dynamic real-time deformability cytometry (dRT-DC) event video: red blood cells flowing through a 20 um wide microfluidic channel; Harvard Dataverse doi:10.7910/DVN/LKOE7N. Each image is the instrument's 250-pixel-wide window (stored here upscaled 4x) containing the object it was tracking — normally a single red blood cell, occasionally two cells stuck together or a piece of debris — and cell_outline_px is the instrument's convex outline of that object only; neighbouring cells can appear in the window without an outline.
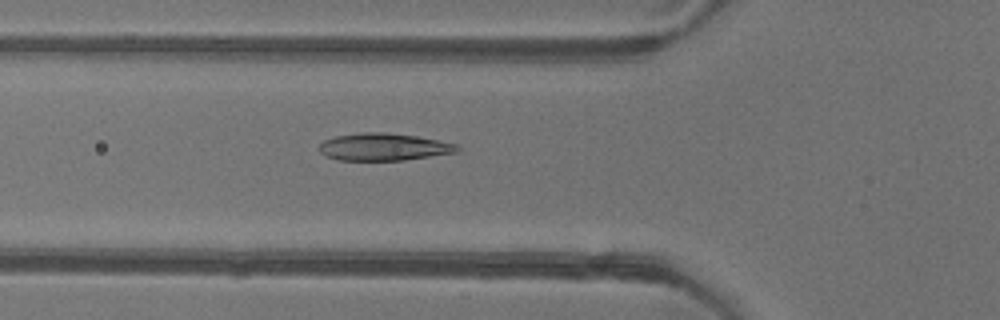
{"species": "common noctule bat (a hibernating species)", "species_latin": "Nyctalus noctula", "temperature_condition": "warm", "stored_images_in_passage": 46, "camera_frame_rate_fps": 3000, "um_per_image_px": 0.085, "animal": {"sex": "female"}, "frame": {"image": 1, "passage_image": 12, "time_ms": 3.667, "image_size_px": [1000, 320], "cell_outline_px": [[460, 148], [456, 152], [404, 160], [340, 160], [324, 156], [316, 148], [324, 140], [336, 136], [360, 132], [384, 132], [416, 136], [456, 144]], "centroid_in_image_um": [32.54, 12.49], "position_along_channel_um": 93.3, "area_um2": 21.91}}
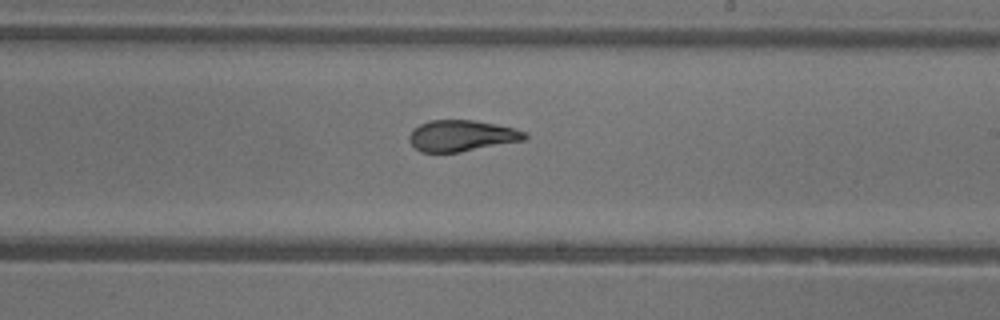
{"frame": {"image": 2, "passage_image": 24, "time_ms": 7.667, "image_size_px": [1000, 320], "cell_outline_px": [[528, 136], [524, 140], [460, 152], [420, 152], [412, 144], [408, 136], [420, 124], [428, 120], [472, 120], [496, 124], [512, 128], [524, 132]], "centroid_in_image_um": [39.23, 11.54], "position_along_channel_um": 249.8, "area_um2": 20.69}}
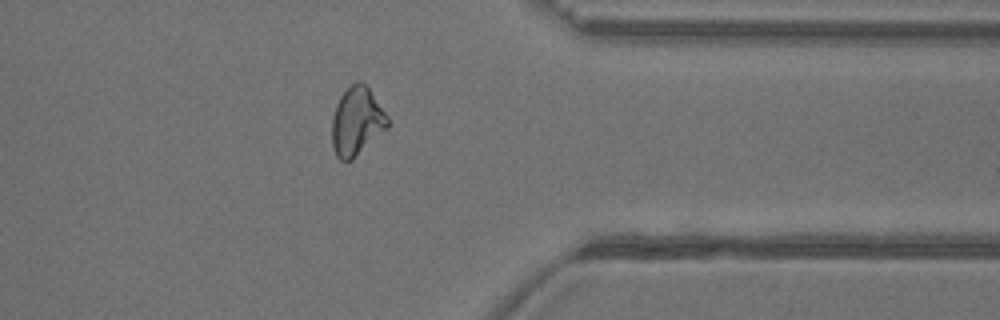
{"frame": {"image": 3, "passage_image": 35, "time_ms": 11.333, "image_size_px": [1000, 320], "cell_outline_px": [[388, 128], [352, 160], [340, 160], [336, 156], [332, 148], [332, 116], [336, 104], [340, 96], [356, 80], [360, 80], [368, 88], [388, 116]], "centroid_in_image_um": [30.31, 10.33], "position_along_channel_um": 381.1, "area_um2": 22.14}, "authors_computed_cell_mechanics": {"area_um2": 21.9929, "velocity_mm_per_s": 3.8965, "shape_relaxation_time_tau1_ms": 9.6318, "shape_relaxation_time_tau2_ms": 1.3686, "deformation_change_tau1": 0.2806, "deformation_change_tau2": 0.0646}}